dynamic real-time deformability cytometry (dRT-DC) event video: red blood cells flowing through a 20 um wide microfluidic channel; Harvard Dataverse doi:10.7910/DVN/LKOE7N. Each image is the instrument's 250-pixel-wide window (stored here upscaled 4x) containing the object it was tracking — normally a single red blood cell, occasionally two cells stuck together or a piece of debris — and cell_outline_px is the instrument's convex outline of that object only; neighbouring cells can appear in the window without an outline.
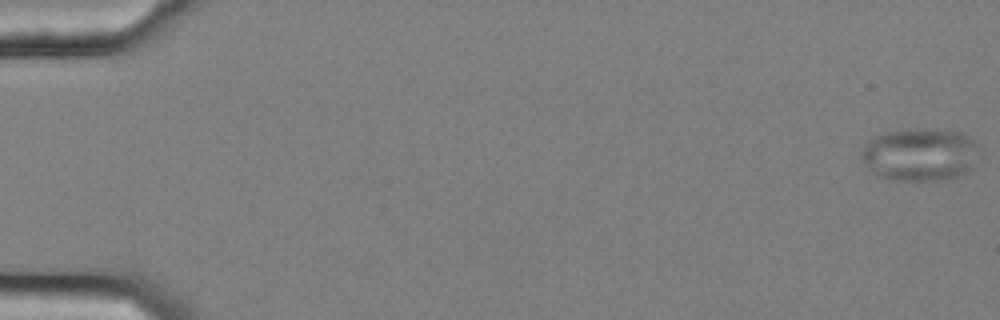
{"species": "common noctule bat (a hibernating species)", "species_latin": "Nyctalus noctula", "temperature_condition": "cold", "stored_images_in_passage": 57, "camera_frame_rate_fps": 3000, "um_per_image_px": 0.085, "animal": {"sex": "female", "body_mass_g": 25.1}, "frame": {"image": 1, "passage_image": 1, "time_ms": 0.0, "image_size_px": [1000, 320], "cell_outline_px": [[984, 148], [980, 156], [972, 168], [968, 172], [960, 176], [948, 180], [888, 180], [876, 176], [864, 164], [860, 152], [868, 140], [876, 136], [888, 132], [920, 128], [936, 128], [960, 132], [976, 140]], "centroid_in_image_um": [78.29, 13.14], "position_along_channel_um": 6.7, "area_um2": 37.45}}
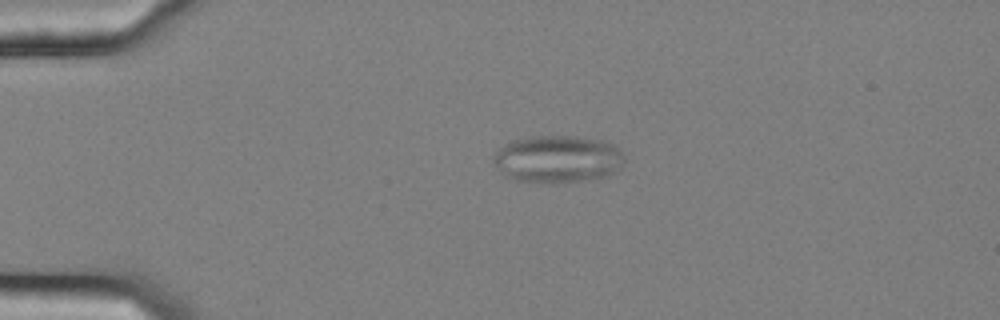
{"frame": {"image": 2, "passage_image": 14, "time_ms": 4.333, "image_size_px": [1000, 320], "cell_outline_px": [[624, 160], [620, 168], [616, 172], [608, 176], [556, 184], [548, 184], [516, 180], [504, 176], [492, 160], [492, 156], [500, 148], [512, 140], [532, 136], [576, 136], [604, 140], [612, 144], [624, 156]], "centroid_in_image_um": [47.39, 13.53], "position_along_channel_um": 37.6, "area_um2": 36.47}}
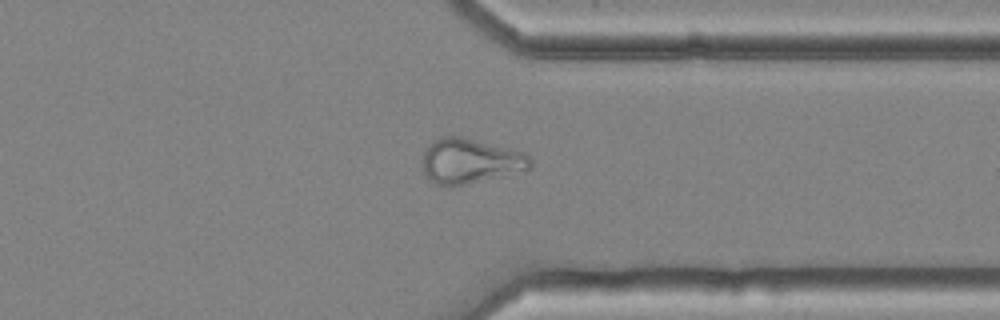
{"frame": {"image": 3, "passage_image": 45, "time_ms": 14.667, "image_size_px": [1000, 320], "cell_outline_px": [[532, 168], [464, 184], [436, 184], [428, 180], [424, 172], [420, 160], [424, 152], [440, 136], [460, 136], [524, 152], [532, 160]], "centroid_in_image_um": [39.94, 13.67], "position_along_channel_um": 371.5, "area_um2": 27.69}, "authors_computed_cell_mechanics": {"area_um2": 29.767, "velocity_mm_per_s": 3.6302, "shape_relaxation_time_tau1_ms": null, "shape_relaxation_time_tau2_ms": 2.638, "deformation_change_tau1": null, "deformation_change_tau2": 0.1075}}